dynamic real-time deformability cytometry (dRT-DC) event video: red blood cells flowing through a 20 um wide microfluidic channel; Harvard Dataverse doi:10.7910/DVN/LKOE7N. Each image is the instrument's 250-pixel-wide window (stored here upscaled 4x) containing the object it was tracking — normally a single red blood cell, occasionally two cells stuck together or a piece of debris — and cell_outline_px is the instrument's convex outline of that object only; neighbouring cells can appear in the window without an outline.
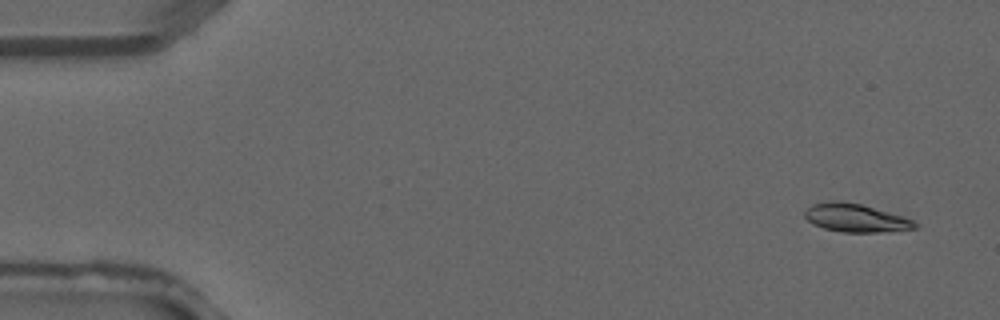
{"species": "common noctule bat (a hibernating species)", "species_latin": "Nyctalus noctula", "temperature_condition": "warm", "stored_images_in_passage": 3, "camera_frame_rate_fps": 3000, "um_per_image_px": 0.085, "animal": {"sex": "male", "forearm_length_mm": 52.5}, "frame": {"image": 1, "passage_image": 1, "time_ms": 0.0, "image_size_px": [1000, 320], "cell_outline_px": [[920, 224], [916, 228], [876, 232], [840, 232], [824, 228], [812, 224], [804, 216], [804, 212], [812, 204], [828, 200], [840, 200], [860, 204], [904, 216]], "centroid_in_image_um": [72.7, 18.51], "position_along_channel_um": 12.3, "area_um2": 18.15}}